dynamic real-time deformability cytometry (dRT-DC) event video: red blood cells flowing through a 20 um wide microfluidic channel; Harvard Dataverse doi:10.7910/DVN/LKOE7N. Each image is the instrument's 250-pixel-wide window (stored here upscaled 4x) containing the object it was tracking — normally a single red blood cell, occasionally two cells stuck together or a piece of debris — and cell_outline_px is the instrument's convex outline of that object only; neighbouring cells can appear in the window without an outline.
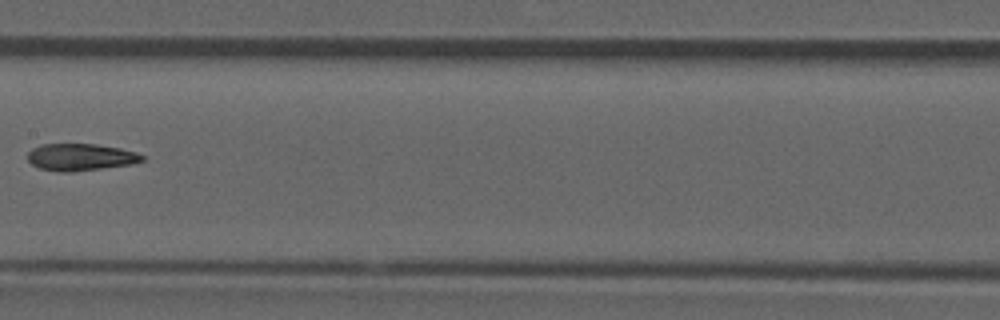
{"species": "common noctule bat (a hibernating species)", "species_latin": "Nyctalus noctula", "temperature_condition": "room temperature", "stored_images_in_passage": 8, "camera_frame_rate_fps": 3000, "um_per_image_px": 0.085, "animal": {"sex": "male", "forearm_length_mm": 52.5}, "frame": {"image": 1, "passage_image": 8, "time_ms": 2.333, "image_size_px": [1000, 320], "cell_outline_px": [[148, 156], [144, 160], [132, 164], [72, 172], [56, 172], [40, 168], [32, 164], [28, 160], [28, 152], [32, 148], [44, 144], [96, 144], [120, 148], [136, 152]], "centroid_in_image_um": [6.88, 13.36], "position_along_channel_um": 200.5, "area_um2": 18.15}}